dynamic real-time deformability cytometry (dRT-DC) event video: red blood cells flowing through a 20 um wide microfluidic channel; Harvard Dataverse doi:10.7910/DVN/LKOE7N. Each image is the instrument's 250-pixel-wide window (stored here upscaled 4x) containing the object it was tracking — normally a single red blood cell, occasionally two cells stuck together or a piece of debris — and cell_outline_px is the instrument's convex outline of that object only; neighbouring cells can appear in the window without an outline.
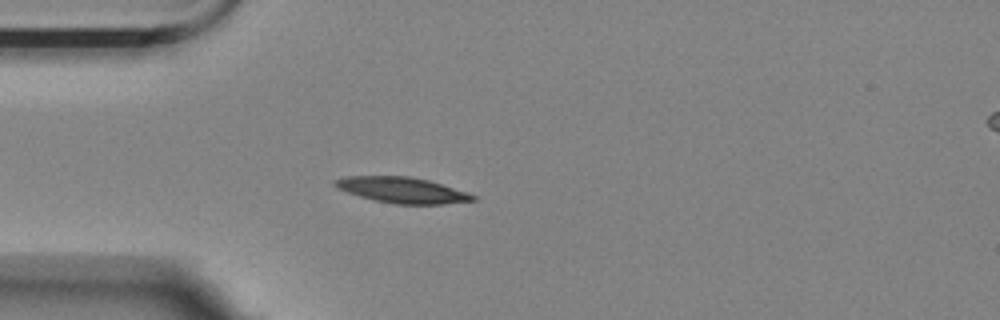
{"species": "Egyptian fruit bat (a non-hibernating species)", "species_latin": "Rousettus aegyptiacus", "temperature_condition": "room temperature", "stored_images_in_passage": 3, "camera_frame_rate_fps": 3000, "um_per_image_px": 0.085, "animal": {"sex": "female"}, "frame": {"image": 1, "passage_image": 3, "time_ms": 0.667, "image_size_px": [1000, 320], "cell_outline_px": [[476, 200], [444, 204], [396, 204], [376, 200], [360, 196], [336, 188], [332, 184], [332, 180], [344, 176], [408, 176], [428, 180], [468, 192], [476, 196]], "centroid_in_image_um": [34.16, 16.15], "position_along_channel_um": 50.8, "area_um2": 20.69}}